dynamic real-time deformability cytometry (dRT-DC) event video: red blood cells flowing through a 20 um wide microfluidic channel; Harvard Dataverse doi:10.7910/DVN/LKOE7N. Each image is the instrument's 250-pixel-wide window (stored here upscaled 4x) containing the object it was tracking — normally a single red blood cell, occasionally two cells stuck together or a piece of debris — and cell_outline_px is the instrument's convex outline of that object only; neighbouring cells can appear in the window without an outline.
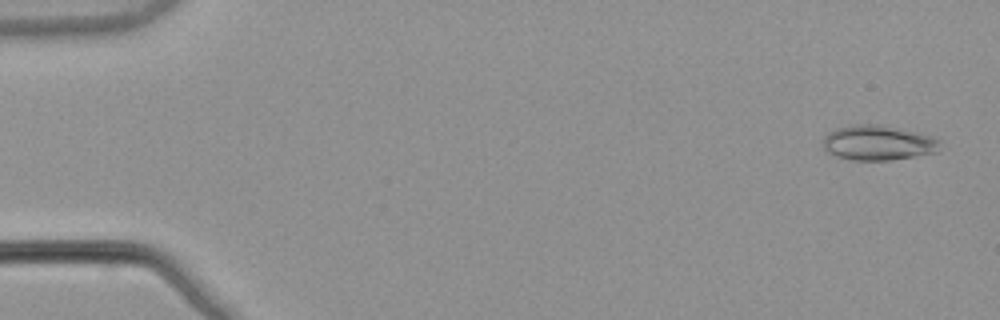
{"species": "common noctule bat (a hibernating species)", "species_latin": "Nyctalus noctula", "temperature_condition": "warm", "stored_images_in_passage": 53, "camera_frame_rate_fps": 3000, "um_per_image_px": 0.085, "animal": {"sex": "male", "body_mass_g": 21.5, "forearm_length_mm": 52.0}, "frame": {"image": 1, "passage_image": 2, "time_ms": 0.333, "image_size_px": [1000, 320], "cell_outline_px": [[940, 140], [936, 152], [892, 160], [852, 160], [836, 156], [828, 152], [824, 148], [824, 136], [828, 132], [836, 128], [852, 124], [880, 124], [916, 132], [932, 136]], "centroid_in_image_um": [74.6, 12.13], "position_along_channel_um": 10.4, "area_um2": 23.76}}
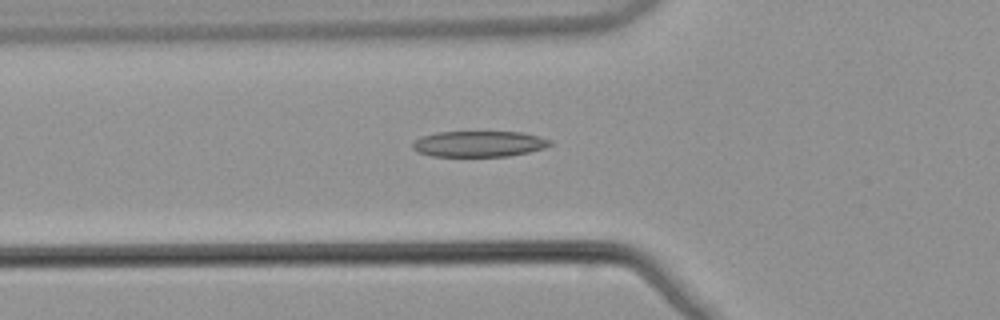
{"frame": {"image": 2, "passage_image": 19, "time_ms": 6.0, "image_size_px": [1000, 320], "cell_outline_px": [[552, 144], [544, 148], [528, 152], [508, 156], [432, 156], [416, 152], [412, 148], [412, 144], [420, 136], [436, 132], [524, 132], [552, 140]], "centroid_in_image_um": [40.7, 12.22], "position_along_channel_um": 85.1, "area_um2": 20.81}}
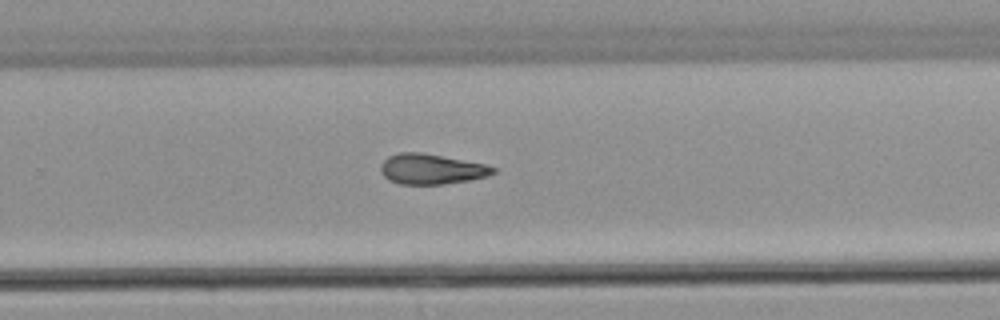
{"frame": {"image": 3, "passage_image": 35, "time_ms": 11.333, "image_size_px": [1000, 320], "cell_outline_px": [[496, 172], [488, 176], [468, 180], [444, 184], [400, 184], [388, 180], [384, 176], [380, 168], [380, 164], [388, 156], [400, 152], [420, 152], [488, 164], [496, 168]], "centroid_in_image_um": [36.68, 14.36], "position_along_channel_um": 293.1, "area_um2": 19.94}, "authors_computed_cell_mechanics": {"area_um2": 20.4034, "velocity_mm_per_s": 3.8947, "shape_relaxation_time_tau1_ms": 7.5551, "shape_relaxation_time_tau2_ms": 8.1599, "deformation_change_tau1": 0.1826, "deformation_change_tau2": 0.198}}